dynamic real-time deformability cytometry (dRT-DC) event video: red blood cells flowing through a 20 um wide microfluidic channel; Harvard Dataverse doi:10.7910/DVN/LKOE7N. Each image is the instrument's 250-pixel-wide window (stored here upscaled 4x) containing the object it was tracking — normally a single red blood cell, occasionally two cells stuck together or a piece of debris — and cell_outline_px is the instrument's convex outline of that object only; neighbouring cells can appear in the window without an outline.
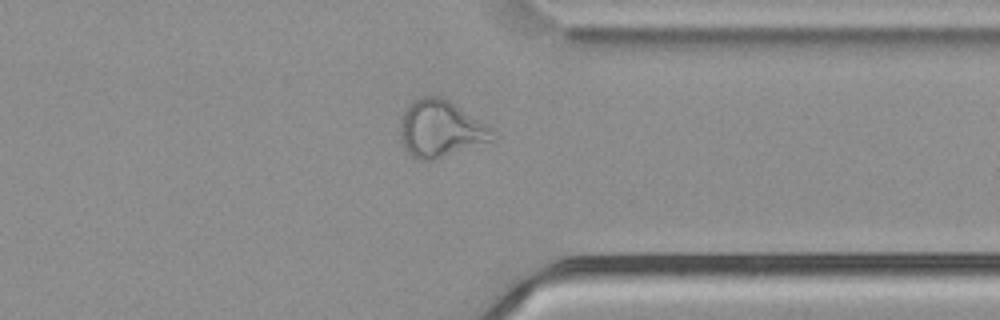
{"species": "common noctule bat (a hibernating species)", "species_latin": "Nyctalus noctula", "temperature_condition": "cold", "stored_images_in_passage": 45, "camera_frame_rate_fps": 3000, "um_per_image_px": 0.085, "animal": {"sex": "male", "body_mass_g": 21.5, "forearm_length_mm": 52.0}, "frame": {"image": 1, "passage_image": 39, "time_ms": 12.667, "image_size_px": [1000, 320], "cell_outline_px": [[496, 140], [432, 160], [416, 160], [404, 148], [400, 136], [400, 124], [404, 112], [408, 104], [412, 100], [424, 96], [440, 96], [448, 100], [488, 124]], "centroid_in_image_um": [37.44, 10.95], "position_along_channel_um": 374.0, "area_um2": 30.58}}